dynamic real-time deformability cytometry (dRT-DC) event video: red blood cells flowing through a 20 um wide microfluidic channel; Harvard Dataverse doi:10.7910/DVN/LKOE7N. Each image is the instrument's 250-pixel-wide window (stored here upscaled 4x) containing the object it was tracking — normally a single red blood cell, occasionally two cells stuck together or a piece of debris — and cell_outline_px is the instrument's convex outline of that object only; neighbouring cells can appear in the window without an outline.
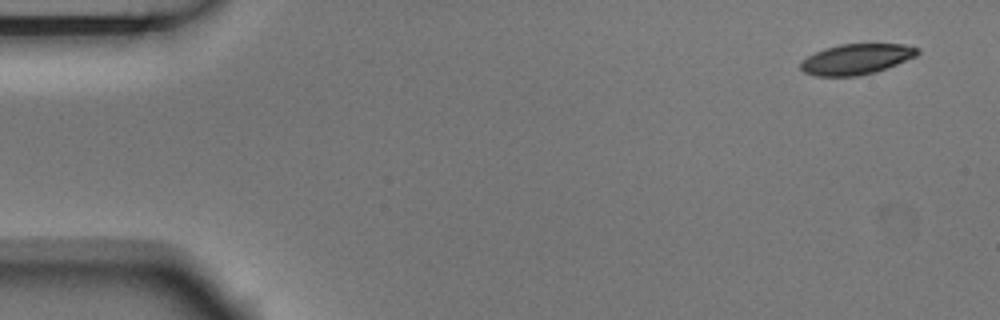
{"species": "Egyptian fruit bat (a non-hibernating species)", "species_latin": "Rousettus aegyptiacus", "temperature_condition": "room temperature", "stored_images_in_passage": 10, "camera_frame_rate_fps": 3000, "um_per_image_px": 0.085, "animal": {"sex": "male"}, "frame": {"image": 1, "passage_image": 1, "time_ms": 0.0, "image_size_px": [1000, 320], "cell_outline_px": [[920, 52], [916, 56], [876, 72], [856, 76], [816, 76], [804, 72], [800, 68], [800, 60], [824, 48], [840, 44], [904, 44], [920, 48]], "centroid_in_image_um": [72.78, 5.02], "position_along_channel_um": 12.2, "area_um2": 20.81}}
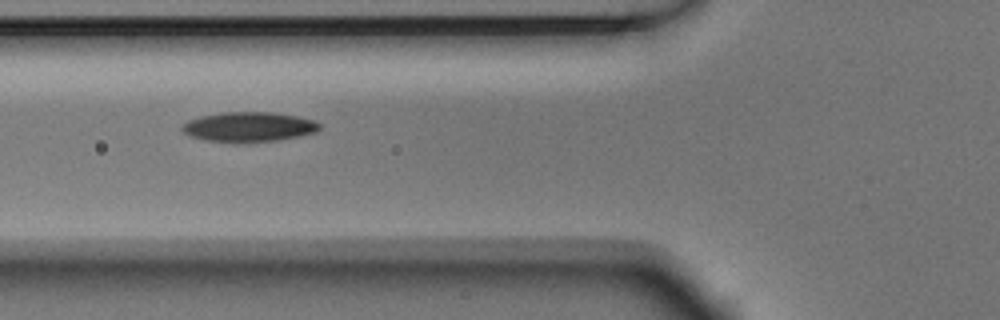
{"frame": {"image": 2, "passage_image": 6, "time_ms": 1.667, "image_size_px": [1000, 320], "cell_outline_px": [[320, 128], [316, 132], [300, 136], [280, 140], [236, 144], [204, 140], [188, 136], [180, 128], [180, 124], [188, 120], [200, 116], [220, 112], [272, 112], [296, 116], [316, 120], [320, 124]], "centroid_in_image_um": [21.1, 10.8], "position_along_channel_um": 104.7, "area_um2": 24.57}}
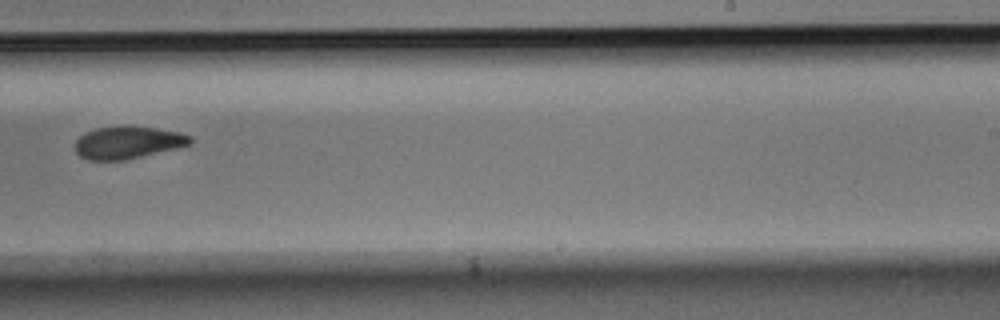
{"frame": {"image": 3, "passage_image": 10, "time_ms": 3.0, "image_size_px": [1000, 320], "cell_outline_px": [[192, 144], [176, 148], [124, 160], [88, 160], [80, 156], [76, 152], [76, 140], [84, 132], [96, 128], [124, 124], [128, 124], [156, 128], [180, 132], [192, 136]], "centroid_in_image_um": [10.87, 12.08], "position_along_channel_um": 278.1, "area_um2": 22.08}}